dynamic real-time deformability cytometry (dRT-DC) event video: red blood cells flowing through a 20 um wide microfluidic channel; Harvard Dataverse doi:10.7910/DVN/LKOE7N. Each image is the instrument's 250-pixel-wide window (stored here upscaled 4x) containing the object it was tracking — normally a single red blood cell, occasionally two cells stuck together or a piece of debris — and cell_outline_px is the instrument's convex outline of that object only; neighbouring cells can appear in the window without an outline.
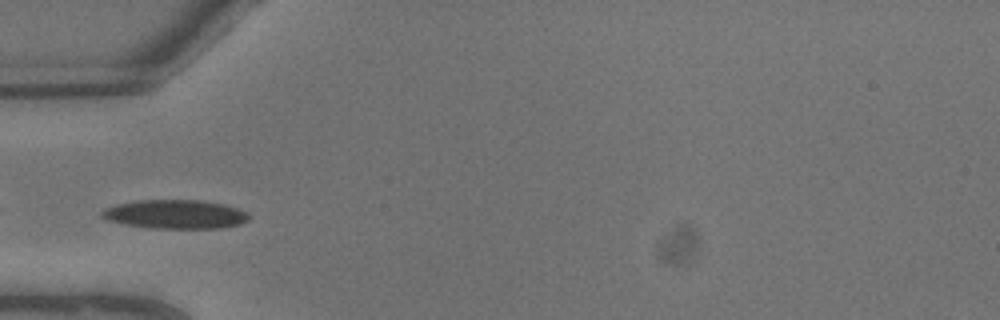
{"species": "common noctule bat (a hibernating species)", "species_latin": "Nyctalus noctula", "temperature_condition": "warm", "stored_images_in_passage": 7, "camera_frame_rate_fps": 3000, "um_per_image_px": 0.085, "animal": {"sex": "male", "body_mass_g": 13.3}, "frame": {"image": 1, "passage_image": 5, "time_ms": 1.333, "image_size_px": [1000, 320], "cell_outline_px": [[248, 220], [240, 224], [224, 228], [148, 228], [124, 224], [108, 220], [100, 216], [100, 212], [104, 208], [116, 204], [136, 200], [200, 200], [224, 204], [248, 212]], "centroid_in_image_um": [14.87, 18.21], "position_along_channel_um": 70.1, "area_um2": 24.91}}
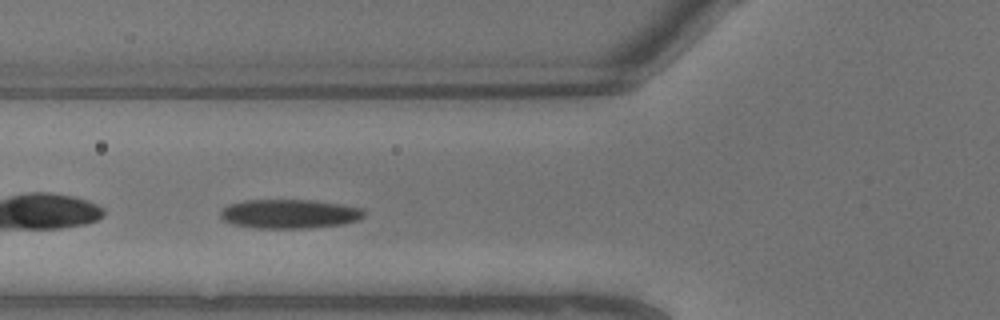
{"frame": {"image": 2, "passage_image": 6, "time_ms": 1.667, "image_size_px": [1000, 320], "cell_outline_px": [[364, 216], [360, 220], [340, 224], [304, 228], [252, 228], [232, 224], [224, 220], [220, 216], [220, 208], [228, 204], [244, 200], [308, 200], [340, 204], [360, 208], [364, 212]], "centroid_in_image_um": [24.53, 18.18], "position_along_channel_um": 101.3, "area_um2": 24.33}}